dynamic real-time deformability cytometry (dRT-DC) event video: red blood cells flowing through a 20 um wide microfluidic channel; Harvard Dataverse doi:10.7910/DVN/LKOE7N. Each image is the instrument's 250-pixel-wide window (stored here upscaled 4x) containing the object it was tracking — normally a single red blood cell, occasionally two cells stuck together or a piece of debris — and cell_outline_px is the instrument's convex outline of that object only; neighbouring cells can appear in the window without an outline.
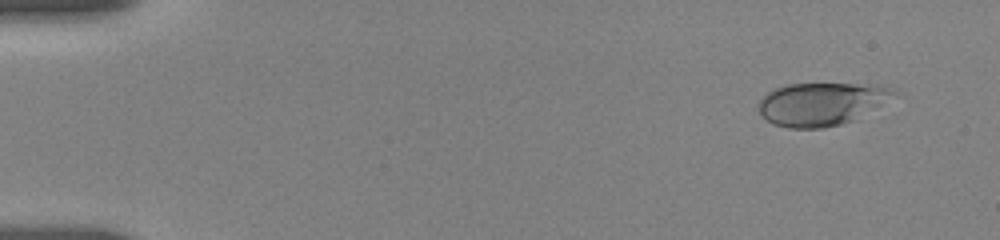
{"species": "human", "species_latin": "Homo sapiens", "temperature_condition": "room temperature", "stored_images_in_passage": 32, "camera_frame_rate_fps": 3000, "um_per_image_px": 0.085, "donor": {"sex": "female"}, "frame": {"image": 1, "passage_image": 2, "time_ms": 0.667, "image_size_px": [1000, 240], "cell_outline_px": [[892, 92], [880, 104], [852, 120], [840, 124], [824, 128], [788, 128], [772, 124], [760, 112], [760, 100], [768, 92], [776, 88], [788, 84], [856, 84], [888, 88]], "centroid_in_image_um": [69.67, 8.85], "position_along_channel_um": 15.3, "area_um2": 32.43}}
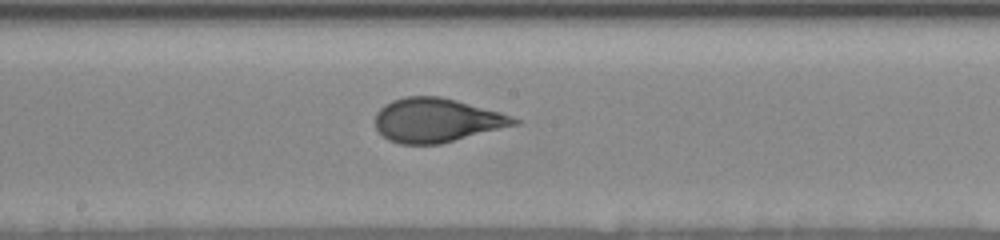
{"frame": {"image": 2, "passage_image": 17, "time_ms": 9.333, "image_size_px": [1000, 240], "cell_outline_px": [[520, 124], [440, 144], [400, 144], [388, 140], [376, 128], [376, 112], [384, 104], [392, 100], [404, 96], [440, 96], [456, 100], [500, 112], [512, 116], [520, 120]], "centroid_in_image_um": [37.12, 10.22], "position_along_channel_um": 211.1, "area_um2": 35.66}}
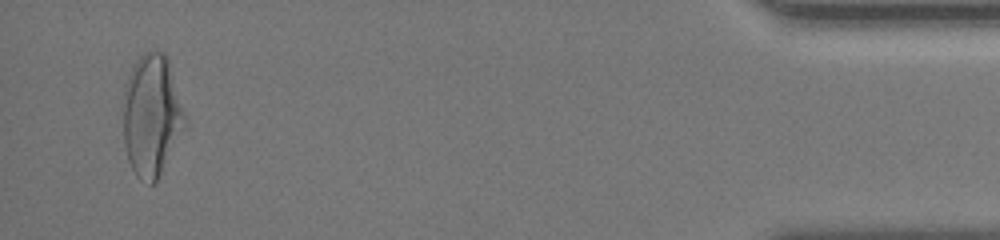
{"frame": {"image": 3, "passage_image": 31, "time_ms": 17.0, "image_size_px": [1000, 240], "cell_outline_px": [[184, 128], [156, 180], [152, 184], [140, 180], [136, 176], [128, 160], [124, 144], [120, 108], [124, 88], [128, 76], [136, 60], [144, 52], [156, 48], [164, 52], [168, 56], [184, 112]], "centroid_in_image_um": [12.83, 9.74], "position_along_channel_um": 422.4, "area_um2": 44.22}, "authors_computed_cell_mechanics": {"area_um2": 35.547, "velocity_mm_per_s": 3.6697, "shape_relaxation_time_tau1_ms": 4.2565, "shape_relaxation_time_tau2_ms": 0.6988, "deformation_change_tau1": 0.1627, "deformation_change_tau2": 0.0784}}